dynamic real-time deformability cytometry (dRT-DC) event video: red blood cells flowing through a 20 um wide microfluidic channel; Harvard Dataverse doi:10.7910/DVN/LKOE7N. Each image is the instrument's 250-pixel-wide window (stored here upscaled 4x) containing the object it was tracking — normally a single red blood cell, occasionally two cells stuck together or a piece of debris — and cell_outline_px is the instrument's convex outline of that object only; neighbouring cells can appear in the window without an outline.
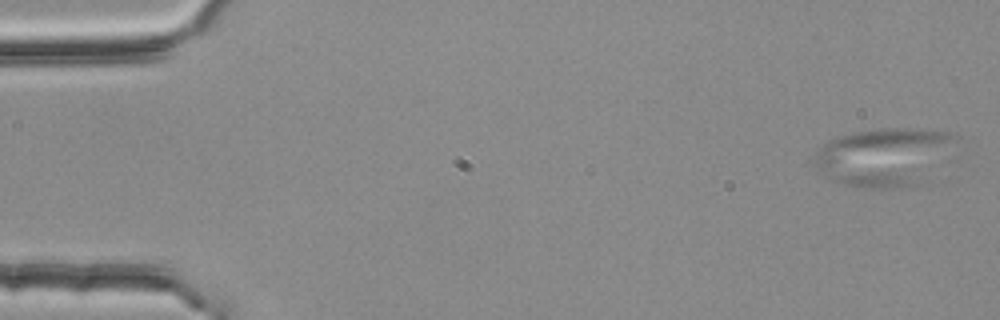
{"species": "common noctule bat (a hibernating species)", "species_latin": "Nyctalus noctula", "temperature_condition": "room temperature", "stored_images_in_passage": 3, "camera_frame_rate_fps": 3000, "um_per_image_px": 0.085, "animal": {"sex": "female", "body_mass_g": 25.1}, "frame": {"image": 1, "passage_image": 1, "time_ms": 0.0, "image_size_px": [1000, 320], "cell_outline_px": [[956, 140], [920, 184], [904, 188], [864, 188], [844, 184], [832, 180], [824, 176], [812, 160], [812, 156], [824, 144], [836, 136], [852, 132], [880, 128], [924, 128], [948, 132], [956, 136]], "centroid_in_image_um": [75.06, 13.32], "position_along_channel_um": 9.9, "area_um2": 47.57}}
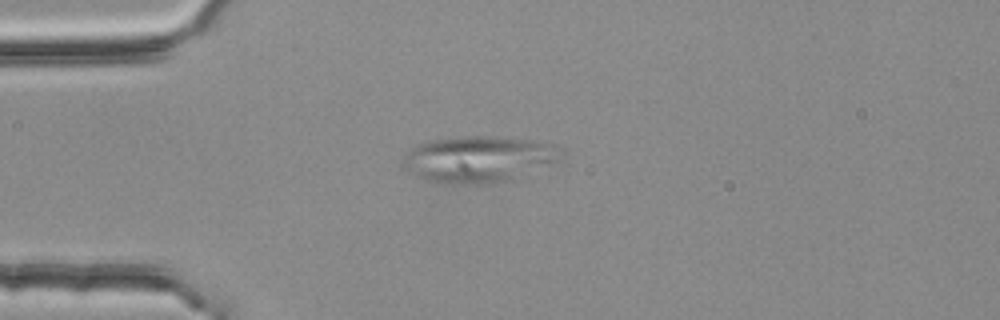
{"frame": {"image": 2, "passage_image": 3, "time_ms": 0.667, "image_size_px": [1000, 320], "cell_outline_px": [[564, 164], [516, 180], [484, 184], [452, 184], [428, 180], [416, 176], [408, 172], [400, 164], [404, 156], [416, 144], [424, 140], [460, 136], [488, 136], [532, 140], [544, 144]], "centroid_in_image_um": [40.64, 13.57], "position_along_channel_um": 44.4, "area_um2": 43.35}}